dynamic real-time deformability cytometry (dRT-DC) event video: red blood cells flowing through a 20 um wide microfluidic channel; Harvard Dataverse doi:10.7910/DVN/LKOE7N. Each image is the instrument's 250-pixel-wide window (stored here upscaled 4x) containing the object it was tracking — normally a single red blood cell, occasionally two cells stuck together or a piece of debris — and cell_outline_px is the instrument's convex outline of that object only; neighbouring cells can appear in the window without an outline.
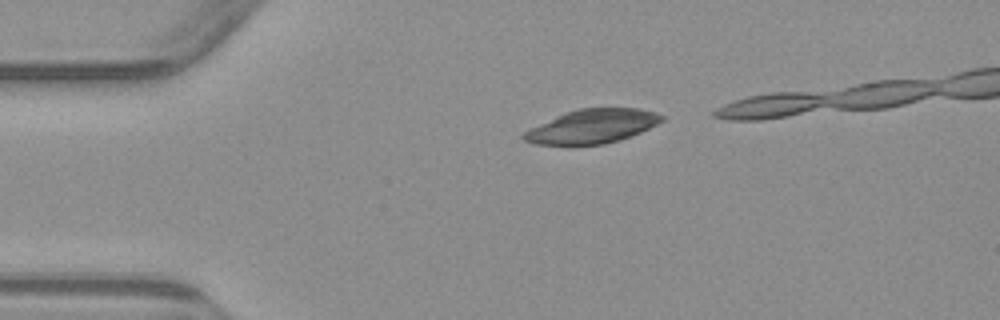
{"species": "common noctule bat (a hibernating species)", "species_latin": "Nyctalus noctula", "temperature_condition": "warm", "stored_images_in_passage": 4, "camera_frame_rate_fps": 3000, "um_per_image_px": 0.085, "animal": {"sex": "male", "body_mass_g": 23.1, "forearm_length_mm": 52.7}, "frame": {"image": 1, "passage_image": 2, "time_ms": 1.0, "image_size_px": [1000, 320], "cell_outline_px": [[664, 120], [632, 136], [604, 144], [572, 148], [568, 148], [536, 144], [524, 140], [520, 136], [524, 132], [564, 112], [580, 108], [640, 108], [664, 116]], "centroid_in_image_um": [50.28, 10.79], "position_along_channel_um": 34.7, "area_um2": 27.92}}